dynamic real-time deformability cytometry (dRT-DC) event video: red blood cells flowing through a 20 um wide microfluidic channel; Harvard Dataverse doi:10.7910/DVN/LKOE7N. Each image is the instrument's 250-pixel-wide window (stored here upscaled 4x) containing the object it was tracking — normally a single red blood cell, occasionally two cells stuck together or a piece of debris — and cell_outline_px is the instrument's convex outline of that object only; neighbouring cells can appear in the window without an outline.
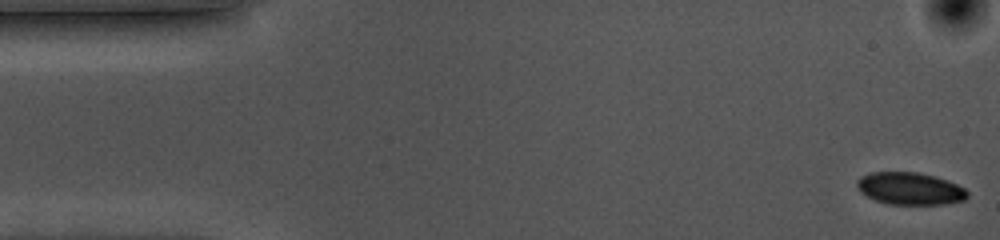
{"species": "common noctule bat (a hibernating species)", "species_latin": "Nyctalus noctula", "temperature_condition": "cold", "stored_images_in_passage": 55, "camera_frame_rate_fps": 3000, "um_per_image_px": 0.085, "animal": {"sex": "female", "body_mass_g": 10.0, "forearm_length_mm": 53.1}, "frame": {"image": 1, "passage_image": 1, "time_ms": 0.0, "image_size_px": [1000, 240], "cell_outline_px": [[968, 196], [964, 200], [944, 204], [888, 204], [876, 200], [860, 192], [856, 184], [856, 180], [860, 176], [872, 172], [920, 172], [936, 176], [948, 180], [964, 188], [968, 192]], "centroid_in_image_um": [77.35, 16.02], "position_along_channel_um": 7.7, "area_um2": 20.87}}
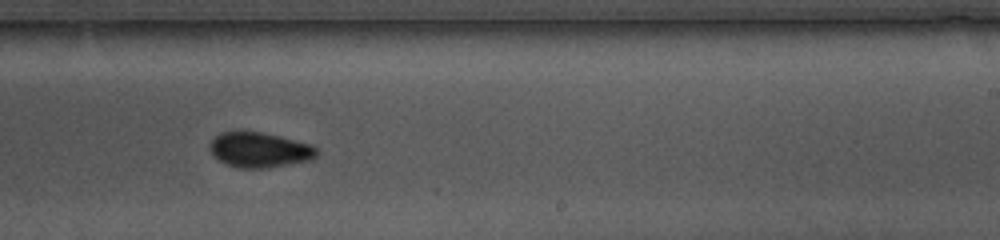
{"frame": {"image": 2, "passage_image": 32, "time_ms": 10.333, "image_size_px": [1000, 240], "cell_outline_px": [[316, 156], [312, 160], [264, 168], [236, 168], [220, 160], [212, 152], [212, 140], [220, 132], [260, 132], [280, 136], [312, 144], [316, 148]], "centroid_in_image_um": [22.11, 12.74], "position_along_channel_um": 266.9, "area_um2": 21.44}}
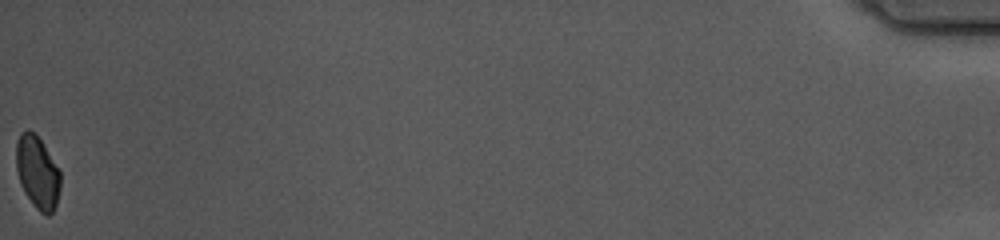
{"frame": {"image": 3, "passage_image": 55, "time_ms": 18.0, "image_size_px": [1000, 240], "cell_outline_px": [[60, 188], [56, 204], [52, 212], [48, 216], [40, 212], [36, 208], [24, 192], [20, 184], [16, 168], [16, 140], [20, 132], [28, 128], [36, 132], [60, 172]], "centroid_in_image_um": [3.16, 14.61], "position_along_channel_um": 432.0, "area_um2": 18.84}, "authors_computed_cell_mechanics": {"area_um2": 21.8484, "velocity_mm_per_s": 3.5557, "shape_relaxation_time_tau1_ms": 2.8024, "shape_relaxation_time_tau2_ms": null, "deformation_change_tau1": 0.0572, "deformation_change_tau2": null}}